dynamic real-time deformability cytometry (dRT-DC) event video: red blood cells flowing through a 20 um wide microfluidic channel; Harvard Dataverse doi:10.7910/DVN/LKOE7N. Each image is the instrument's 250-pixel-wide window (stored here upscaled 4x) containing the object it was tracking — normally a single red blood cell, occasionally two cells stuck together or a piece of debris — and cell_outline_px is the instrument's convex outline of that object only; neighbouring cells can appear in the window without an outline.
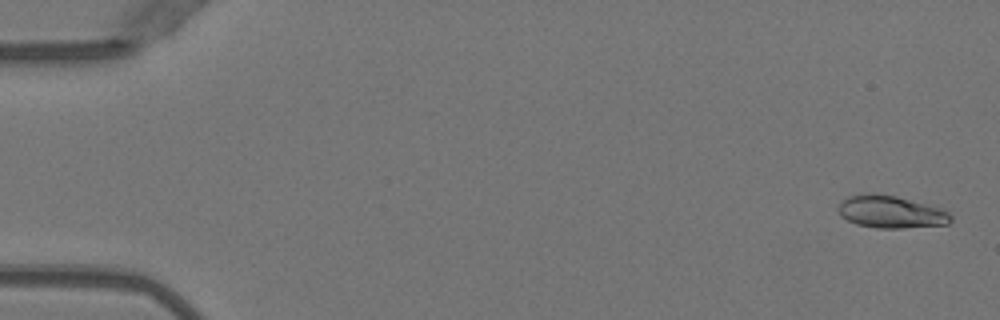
{"species": "Egyptian fruit bat (a non-hibernating species)", "species_latin": "Rousettus aegyptiacus", "temperature_condition": "warm", "stored_images_in_passage": 52, "camera_frame_rate_fps": 3000, "um_per_image_px": 0.085, "animal": {"sex": "female"}, "frame": {"image": 1, "passage_image": 2, "time_ms": 0.333, "image_size_px": [1000, 320], "cell_outline_px": [[952, 220], [948, 224], [900, 228], [876, 228], [856, 224], [840, 216], [840, 204], [848, 196], [872, 192], [876, 192], [896, 196], [944, 208], [952, 216]], "centroid_in_image_um": [75.76, 18.0], "position_along_channel_um": 9.2, "area_um2": 21.33}}
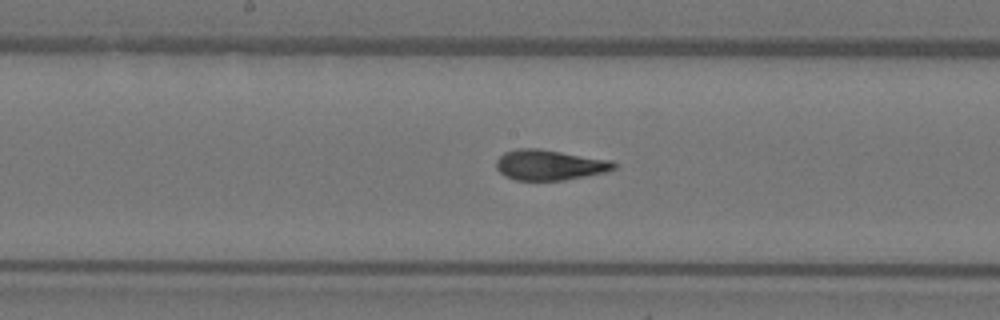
{"frame": {"image": 2, "passage_image": 27, "time_ms": 8.667, "image_size_px": [1000, 320], "cell_outline_px": [[616, 168], [608, 172], [564, 180], [516, 180], [504, 176], [496, 168], [496, 160], [504, 152], [516, 148], [540, 148], [612, 160], [616, 164]], "centroid_in_image_um": [46.72, 14.01], "position_along_channel_um": 201.5, "area_um2": 21.1}}
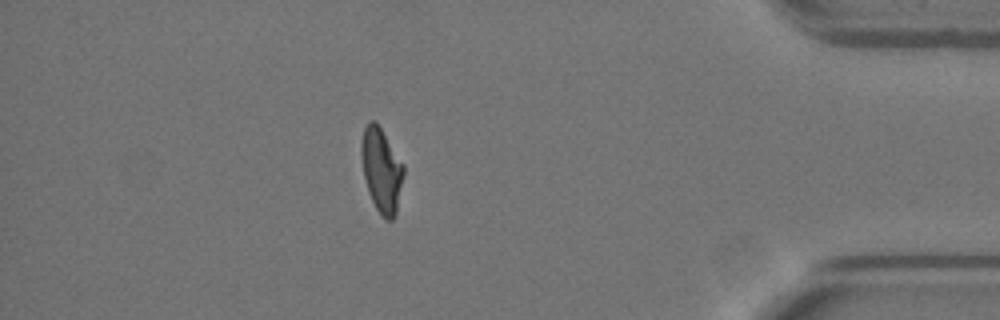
{"frame": {"image": 3, "passage_image": 45, "time_ms": 14.667, "image_size_px": [1000, 320], "cell_outline_px": [[404, 172], [396, 212], [392, 220], [384, 220], [376, 208], [368, 192], [364, 176], [360, 152], [360, 140], [364, 128], [368, 120], [376, 120], [404, 164]], "centroid_in_image_um": [32.41, 14.41], "position_along_channel_um": 402.8, "area_um2": 20.92}, "authors_computed_cell_mechanics": {"area_um2": 20.7213, "velocity_mm_per_s": 4.0304, "shape_relaxation_time_tau1_ms": 4.6328, "shape_relaxation_time_tau2_ms": 0.9934, "deformation_change_tau1": 0.2195, "deformation_change_tau2": 0.0918}}